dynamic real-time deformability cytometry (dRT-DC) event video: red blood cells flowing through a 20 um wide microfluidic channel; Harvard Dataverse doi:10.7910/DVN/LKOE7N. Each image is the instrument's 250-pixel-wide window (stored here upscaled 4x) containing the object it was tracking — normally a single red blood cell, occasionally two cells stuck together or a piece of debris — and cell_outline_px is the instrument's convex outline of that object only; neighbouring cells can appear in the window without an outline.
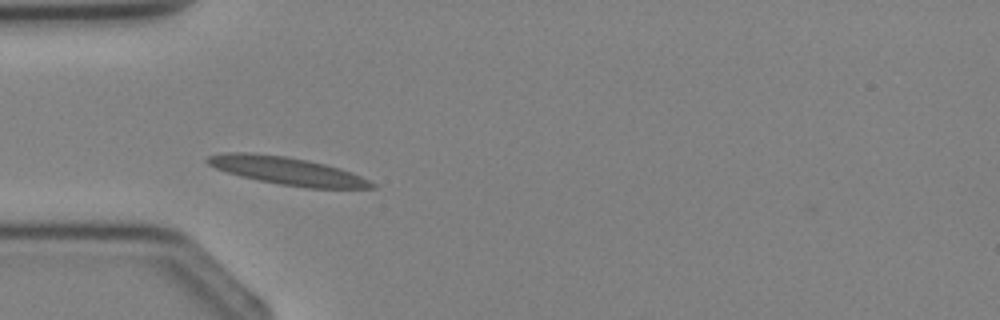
{"species": "Egyptian fruit bat (a non-hibernating species)", "species_latin": "Rousettus aegyptiacus", "temperature_condition": "cold", "stored_images_in_passage": 2, "camera_frame_rate_fps": 3000, "um_per_image_px": 0.085, "animal": {"sex": "female"}, "frame": {"image": 1, "passage_image": 2, "time_ms": 2.0, "image_size_px": [1000, 320], "cell_outline_px": [[376, 188], [308, 188], [280, 184], [240, 176], [216, 168], [208, 164], [204, 160], [208, 156], [224, 152], [248, 152], [284, 156], [324, 164], [340, 168], [352, 172], [376, 184]], "centroid_in_image_um": [24.4, 14.52], "position_along_channel_um": 60.6, "area_um2": 26.3}}